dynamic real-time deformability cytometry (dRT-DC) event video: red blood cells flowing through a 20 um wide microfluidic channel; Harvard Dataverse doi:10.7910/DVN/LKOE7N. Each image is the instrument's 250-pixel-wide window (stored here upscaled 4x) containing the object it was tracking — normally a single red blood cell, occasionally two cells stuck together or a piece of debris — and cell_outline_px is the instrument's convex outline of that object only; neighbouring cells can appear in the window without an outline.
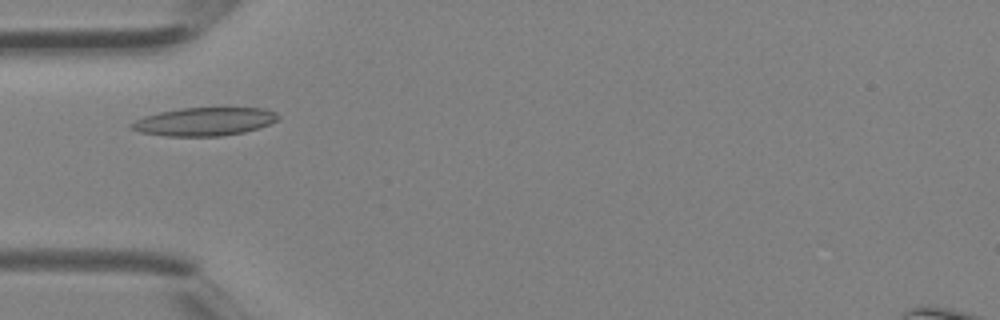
{"species": "Egyptian fruit bat (a non-hibernating species)", "species_latin": "Rousettus aegyptiacus", "temperature_condition": "room temperature", "stored_images_in_passage": 1, "camera_frame_rate_fps": 3000, "um_per_image_px": 0.085, "animal": {"sex": "female"}, "frame": {"image": 1, "passage_image": 1, "time_ms": 0.0, "image_size_px": [1000, 320], "cell_outline_px": [[280, 116], [276, 120], [260, 128], [244, 132], [220, 136], [164, 136], [140, 132], [128, 128], [128, 124], [144, 116], [160, 112], [180, 108], [264, 108], [276, 112]], "centroid_in_image_um": [17.34, 10.34], "position_along_channel_um": 67.7, "area_um2": 24.22}}